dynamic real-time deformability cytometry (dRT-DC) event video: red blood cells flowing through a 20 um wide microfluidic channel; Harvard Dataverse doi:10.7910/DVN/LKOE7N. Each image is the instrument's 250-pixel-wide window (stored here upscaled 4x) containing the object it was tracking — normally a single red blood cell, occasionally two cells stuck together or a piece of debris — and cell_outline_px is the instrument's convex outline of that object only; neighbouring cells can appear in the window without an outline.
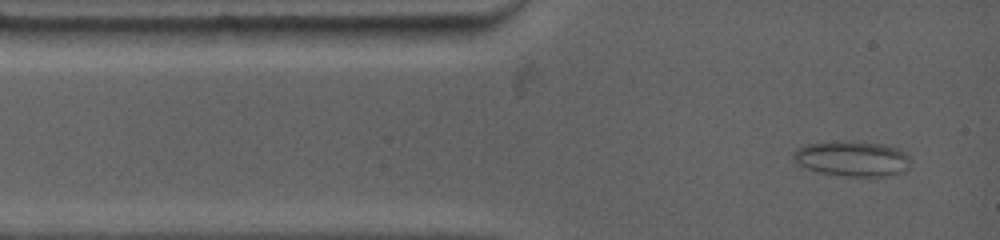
{"species": "common noctule bat (a hibernating species)", "species_latin": "Nyctalus noctula", "temperature_condition": "warm", "stored_images_in_passage": 5, "camera_frame_rate_fps": 4500, "um_per_image_px": 0.085, "animal": {"sex": "female", "body_mass_g": 19.0, "forearm_length_mm": 53.3}, "frame": {"image": 1, "passage_image": 1, "time_ms": 0.0, "image_size_px": [1000, 240], "cell_outline_px": [[908, 160], [904, 168], [900, 172], [884, 176], [844, 176], [820, 172], [808, 168], [792, 160], [792, 152], [796, 148], [804, 144], [880, 144], [896, 148], [904, 152], [908, 156]], "centroid_in_image_um": [72.37, 13.53], "position_along_channel_um": 12.6, "area_um2": 22.66}}
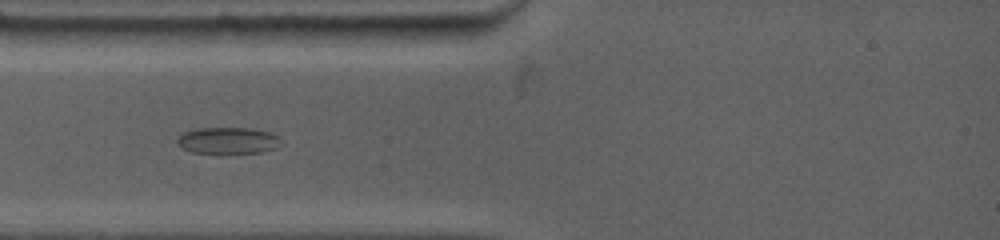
{"frame": {"image": 2, "passage_image": 4, "time_ms": 2.222, "image_size_px": [1000, 240], "cell_outline_px": [[284, 144], [276, 148], [260, 152], [192, 152], [176, 144], [176, 140], [184, 132], [196, 128], [248, 128], [268, 132], [280, 136]], "centroid_in_image_um": [19.42, 11.93], "position_along_channel_um": 65.6, "area_um2": 15.9}}
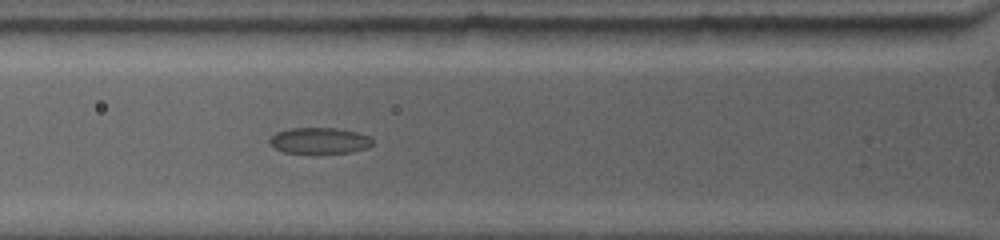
{"frame": {"image": 3, "passage_image": 5, "time_ms": 3.111, "image_size_px": [1000, 240], "cell_outline_px": [[372, 144], [368, 148], [348, 152], [320, 156], [316, 156], [284, 152], [276, 148], [268, 140], [276, 132], [292, 128], [336, 128], [356, 132], [368, 136], [372, 140]], "centroid_in_image_um": [27.15, 12.0], "position_along_channel_um": 98.7, "area_um2": 16.18}}